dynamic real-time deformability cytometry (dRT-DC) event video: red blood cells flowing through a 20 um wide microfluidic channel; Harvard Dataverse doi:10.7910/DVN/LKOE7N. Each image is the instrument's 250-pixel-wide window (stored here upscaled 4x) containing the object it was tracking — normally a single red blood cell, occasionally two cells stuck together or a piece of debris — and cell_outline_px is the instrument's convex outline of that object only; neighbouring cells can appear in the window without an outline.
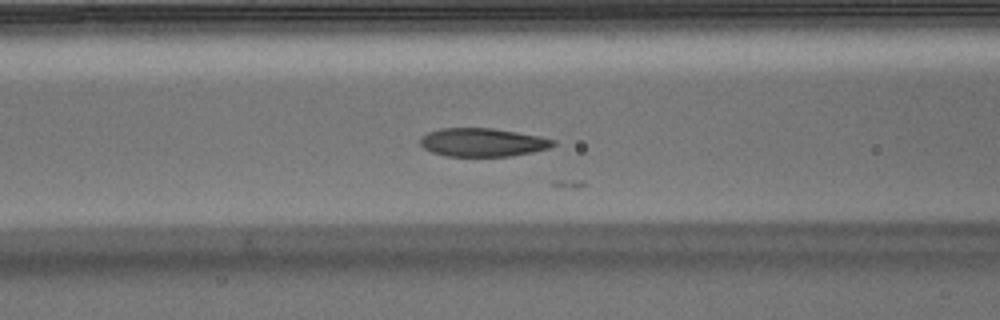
{"species": "Egyptian fruit bat (a non-hibernating species)", "species_latin": "Rousettus aegyptiacus", "temperature_condition": "warm", "stored_images_in_passage": 27, "camera_frame_rate_fps": 3000, "um_per_image_px": 0.085, "animal": {"sex": "male"}, "frame": {"image": 1, "passage_image": 21, "time_ms": 6.667, "image_size_px": [1000, 320], "cell_outline_px": [[556, 144], [548, 148], [532, 152], [508, 156], [444, 156], [432, 152], [424, 148], [420, 144], [420, 136], [428, 132], [440, 128], [492, 128], [540, 136], [556, 140]], "centroid_in_image_um": [41.0, 12.09], "position_along_channel_um": 125.6, "area_um2": 22.02}}
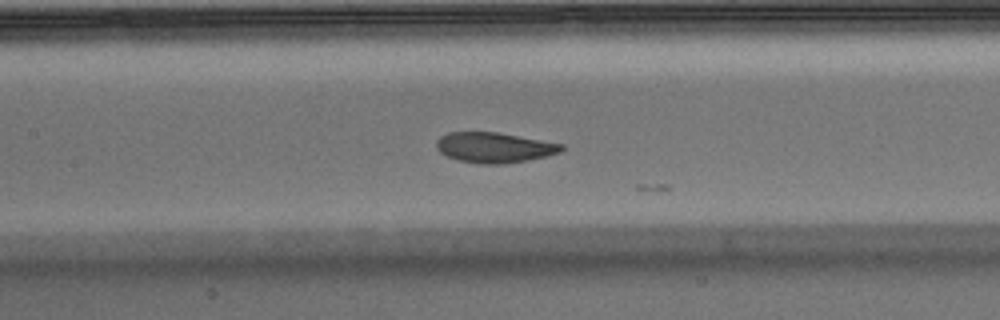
{"frame": {"image": 2, "passage_image": 24, "time_ms": 7.667, "image_size_px": [1000, 320], "cell_outline_px": [[564, 148], [560, 152], [528, 160], [500, 164], [480, 164], [456, 160], [440, 152], [436, 148], [436, 140], [440, 136], [448, 132], [496, 132], [564, 144]], "centroid_in_image_um": [41.97, 12.54], "position_along_channel_um": 165.4, "area_um2": 22.02}}